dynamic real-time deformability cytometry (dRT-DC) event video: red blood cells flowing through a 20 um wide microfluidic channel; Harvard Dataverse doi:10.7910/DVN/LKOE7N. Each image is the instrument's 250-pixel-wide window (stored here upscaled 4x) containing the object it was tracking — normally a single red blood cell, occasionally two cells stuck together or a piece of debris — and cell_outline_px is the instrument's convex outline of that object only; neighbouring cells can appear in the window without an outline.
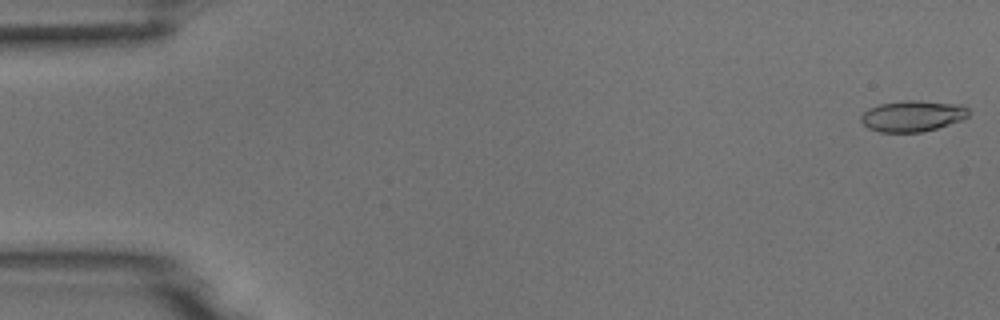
{"species": "common noctule bat (a hibernating species)", "species_latin": "Nyctalus noctula", "temperature_condition": "room temperature", "stored_images_in_passage": 51, "camera_frame_rate_fps": 3000, "um_per_image_px": 0.085, "animal": {"sex": "male", "body_mass_g": 18.8}, "frame": {"image": 1, "passage_image": 1, "time_ms": 0.0, "image_size_px": [1000, 320], "cell_outline_px": [[968, 116], [960, 120], [924, 132], [880, 132], [868, 128], [860, 120], [860, 116], [868, 108], [880, 104], [904, 100], [916, 100], [960, 104], [968, 108]], "centroid_in_image_um": [77.54, 9.85], "position_along_channel_um": 7.5, "area_um2": 19.42}}
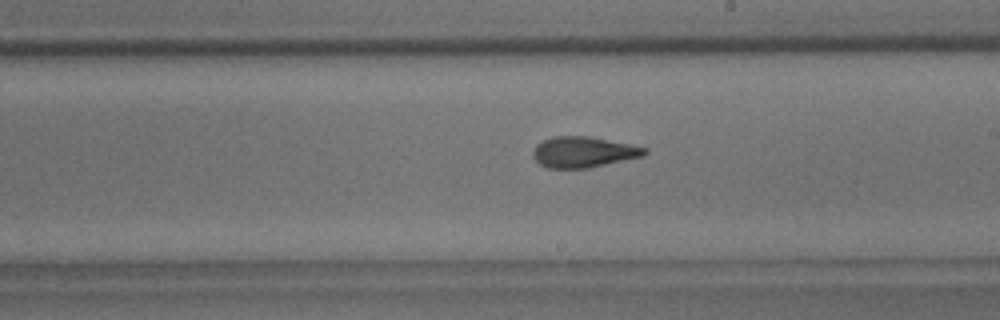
{"frame": {"image": 2, "passage_image": 29, "time_ms": 9.333, "image_size_px": [1000, 320], "cell_outline_px": [[648, 152], [644, 156], [588, 168], [548, 168], [540, 164], [532, 156], [532, 152], [536, 144], [552, 136], [588, 136], [648, 148]], "centroid_in_image_um": [49.58, 12.92], "position_along_channel_um": 239.4, "area_um2": 20.0}}
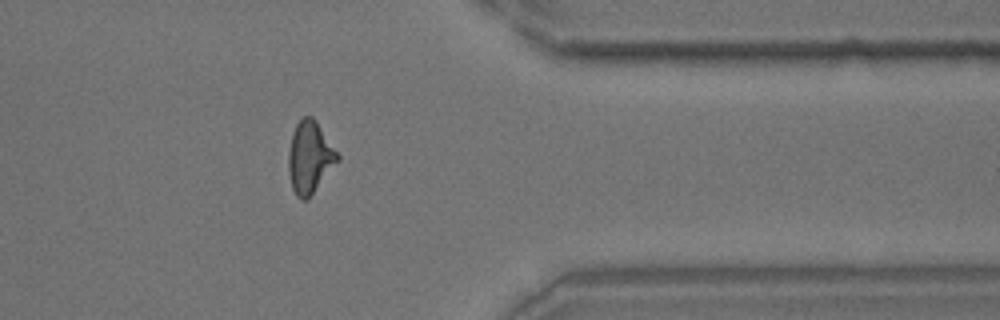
{"frame": {"image": 3, "passage_image": 41, "time_ms": 13.333, "image_size_px": [1000, 320], "cell_outline_px": [[340, 160], [308, 200], [300, 200], [296, 196], [292, 188], [288, 172], [288, 152], [292, 132], [296, 124], [304, 116], [312, 116], [316, 120], [340, 156]], "centroid_in_image_um": [26.33, 13.4], "position_along_channel_um": 385.1, "area_um2": 20.87}}